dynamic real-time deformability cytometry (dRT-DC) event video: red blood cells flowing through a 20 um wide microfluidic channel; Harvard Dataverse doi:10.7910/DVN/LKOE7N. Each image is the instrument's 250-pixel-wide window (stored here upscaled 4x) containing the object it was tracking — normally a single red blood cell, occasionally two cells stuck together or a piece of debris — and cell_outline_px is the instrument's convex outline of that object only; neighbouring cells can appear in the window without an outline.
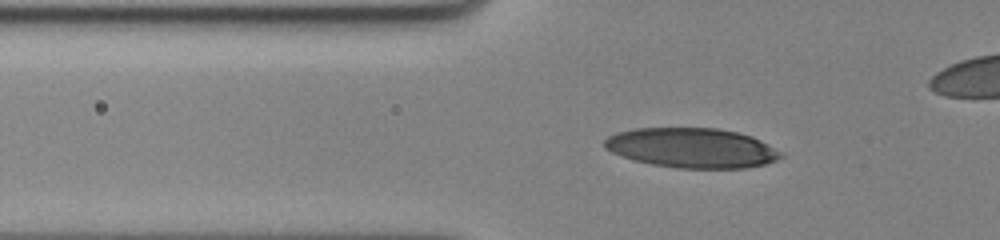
{"species": "human", "species_latin": "Homo sapiens", "temperature_condition": "cold", "stored_images_in_passage": 36, "camera_frame_rate_fps": 3000, "um_per_image_px": 0.085, "donor": {"sex": "female"}, "frame": {"image": 1, "passage_image": 2, "time_ms": 0.333, "image_size_px": [1000, 240], "cell_outline_px": [[784, 156], [776, 160], [764, 164], [744, 168], [676, 168], [652, 164], [632, 160], [612, 152], [604, 148], [604, 140], [608, 136], [616, 132], [636, 128], [716, 128], [736, 132], [752, 136], [784, 152]], "centroid_in_image_um": [58.81, 12.57], "position_along_channel_um": 67.0, "area_um2": 41.04}}
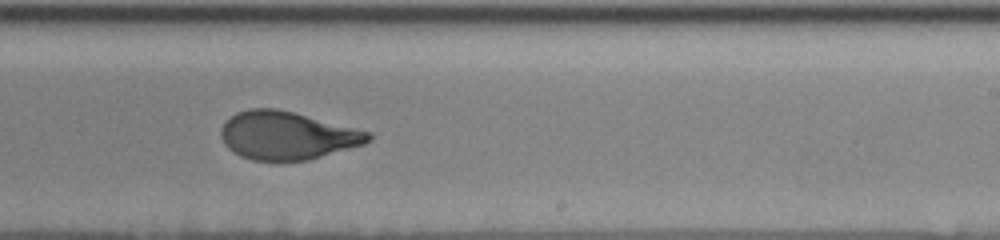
{"frame": {"image": 2, "passage_image": 20, "time_ms": 6.333, "image_size_px": [1000, 240], "cell_outline_px": [[372, 140], [364, 144], [308, 160], [252, 160], [240, 156], [232, 152], [224, 144], [220, 136], [220, 128], [236, 112], [248, 108], [276, 108], [372, 132]], "centroid_in_image_um": [24.39, 11.52], "position_along_channel_um": 264.6, "area_um2": 41.15}}
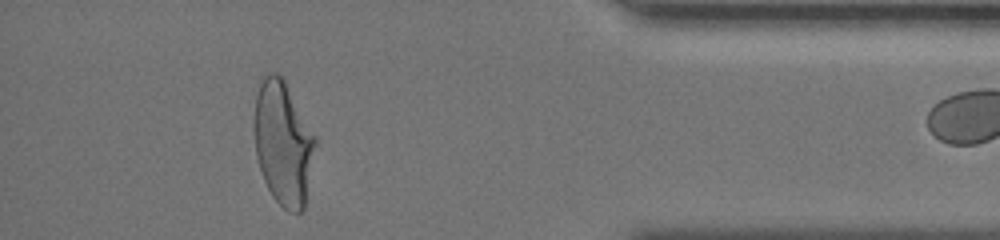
{"frame": {"image": 3, "passage_image": 35, "time_ms": 11.333, "image_size_px": [1000, 240], "cell_outline_px": [[316, 144], [304, 208], [300, 212], [288, 212], [272, 196], [264, 180], [256, 156], [252, 128], [252, 120], [256, 96], [264, 72], [276, 72], [284, 76], [316, 136]], "centroid_in_image_um": [24.05, 12.08], "position_along_channel_um": 411.2, "area_um2": 44.97}}